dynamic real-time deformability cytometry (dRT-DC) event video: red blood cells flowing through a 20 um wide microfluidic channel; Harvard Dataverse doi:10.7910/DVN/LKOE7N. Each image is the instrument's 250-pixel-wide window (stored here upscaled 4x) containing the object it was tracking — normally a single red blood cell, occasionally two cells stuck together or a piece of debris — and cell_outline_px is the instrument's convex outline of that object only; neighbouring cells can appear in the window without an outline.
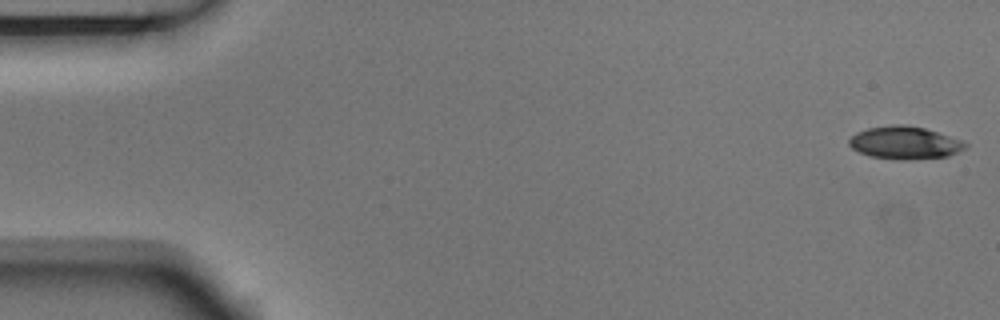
{"species": "Egyptian fruit bat (a non-hibernating species)", "species_latin": "Rousettus aegyptiacus", "temperature_condition": "room temperature", "stored_images_in_passage": 5, "camera_frame_rate_fps": 3000, "um_per_image_px": 0.085, "animal": {"sex": "male"}, "frame": {"image": 1, "passage_image": 1, "time_ms": 0.0, "image_size_px": [1000, 320], "cell_outline_px": [[968, 144], [964, 148], [948, 156], [908, 160], [904, 160], [868, 156], [852, 148], [848, 144], [848, 140], [856, 132], [868, 128], [892, 124], [904, 124], [924, 128], [960, 140]], "centroid_in_image_um": [76.85, 12.13], "position_along_channel_um": 8.1, "area_um2": 21.96}}